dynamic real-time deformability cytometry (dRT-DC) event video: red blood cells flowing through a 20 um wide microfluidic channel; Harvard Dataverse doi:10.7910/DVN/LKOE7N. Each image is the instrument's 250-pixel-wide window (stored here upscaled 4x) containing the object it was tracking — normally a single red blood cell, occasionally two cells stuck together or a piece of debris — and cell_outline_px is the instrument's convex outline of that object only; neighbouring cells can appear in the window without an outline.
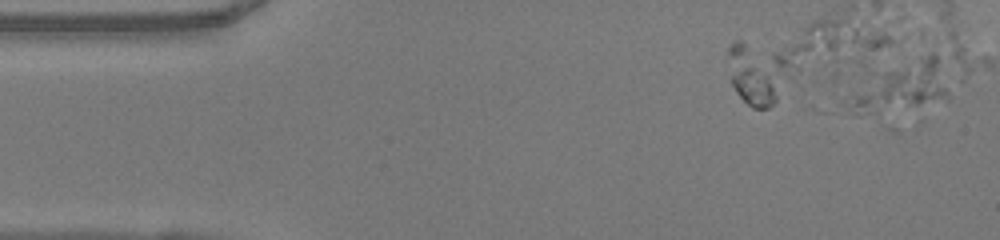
{"species": "human", "species_latin": "Homo sapiens", "temperature_condition": "warm", "stored_images_in_passage": 3, "camera_frame_rate_fps": 3000, "um_per_image_px": 0.085, "donor": {"sex": "female"}, "frame": {"image": 1, "passage_image": 2, "time_ms": 0.333, "image_size_px": [1000, 240], "cell_outline_px": [[896, 40], [864, 64], [836, 84], [768, 108], [752, 108], [736, 92], [732, 84], [732, 76], [812, 20], [844, 16], [848, 16], [884, 32], [892, 36]], "centroid_in_image_um": [68.8, 5.18], "position_along_channel_um": 16.2, "area_um2": 59.07}}